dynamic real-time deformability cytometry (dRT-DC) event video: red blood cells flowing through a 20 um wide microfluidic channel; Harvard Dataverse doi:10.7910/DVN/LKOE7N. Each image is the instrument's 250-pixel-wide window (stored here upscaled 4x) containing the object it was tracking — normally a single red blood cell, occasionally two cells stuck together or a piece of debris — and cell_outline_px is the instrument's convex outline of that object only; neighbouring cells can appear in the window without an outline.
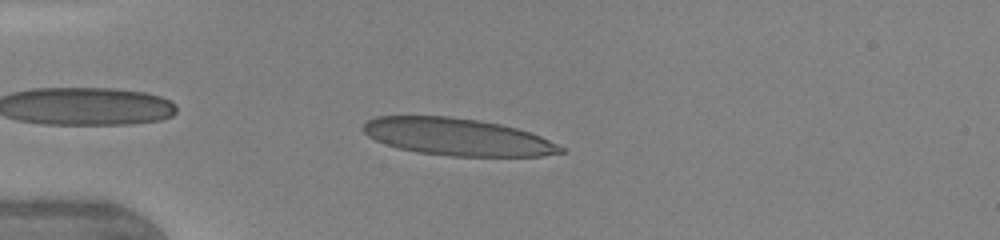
{"species": "human", "species_latin": "Homo sapiens", "temperature_condition": "warm", "stored_images_in_passage": 10, "camera_frame_rate_fps": 3000, "um_per_image_px": 0.085, "donor": {"sex": "female"}, "frame": {"image": 1, "passage_image": 6, "time_ms": 1.333, "image_size_px": [1000, 240], "cell_outline_px": [[568, 152], [540, 156], [448, 156], [416, 152], [396, 148], [384, 144], [368, 136], [360, 128], [368, 120], [376, 116], [448, 116], [480, 120], [500, 124], [516, 128], [540, 136], [564, 148]], "centroid_in_image_um": [38.84, 11.64], "position_along_channel_um": 46.2, "area_um2": 42.95}}